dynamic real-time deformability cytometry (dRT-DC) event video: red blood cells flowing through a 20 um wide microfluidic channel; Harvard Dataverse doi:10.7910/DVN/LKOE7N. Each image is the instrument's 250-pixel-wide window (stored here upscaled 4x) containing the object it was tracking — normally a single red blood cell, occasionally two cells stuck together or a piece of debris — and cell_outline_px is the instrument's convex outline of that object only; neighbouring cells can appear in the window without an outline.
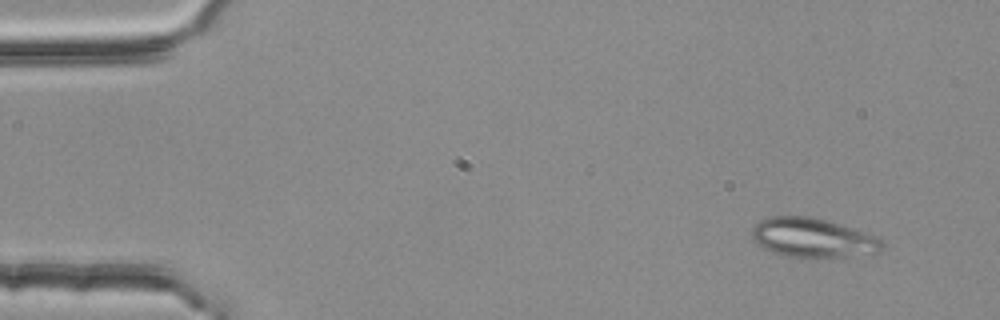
{"species": "common noctule bat (a hibernating species)", "species_latin": "Nyctalus noctula", "temperature_condition": "room temperature", "stored_images_in_passage": 3, "camera_frame_rate_fps": 3000, "um_per_image_px": 0.085, "animal": {"sex": "female", "body_mass_g": 25.1}, "frame": {"image": 1, "passage_image": 1, "time_ms": 0.0, "image_size_px": [1000, 320], "cell_outline_px": [[884, 248], [876, 256], [780, 256], [756, 244], [752, 240], [752, 228], [760, 220], [772, 216], [808, 216], [824, 220], [864, 232], [876, 236], [884, 244]], "centroid_in_image_um": [69.1, 20.23], "position_along_channel_um": 15.9, "area_um2": 29.77}}